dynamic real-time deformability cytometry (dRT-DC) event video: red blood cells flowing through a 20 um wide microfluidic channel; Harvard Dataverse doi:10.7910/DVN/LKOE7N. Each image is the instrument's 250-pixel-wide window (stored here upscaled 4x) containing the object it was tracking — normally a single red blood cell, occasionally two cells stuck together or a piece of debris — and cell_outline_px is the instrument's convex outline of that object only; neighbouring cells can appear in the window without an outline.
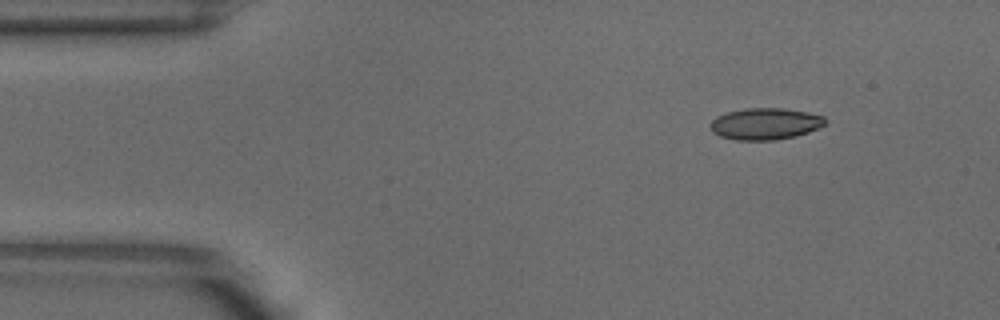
{"species": "common noctule bat (a hibernating species)", "species_latin": "Nyctalus noctula", "temperature_condition": "warm", "stored_images_in_passage": 4, "segment_of_instrument_passage": [2, 2], "camera_frame_rate_fps": 3000, "um_per_image_px": 0.085, "animal": {"sex": "male", "body_mass_g": 18.8}, "frame": {"image": 1, "passage_image": 4, "time_ms": 1.0, "image_size_px": [1000, 320], "cell_outline_px": [[828, 120], [820, 128], [796, 136], [776, 140], [736, 140], [720, 136], [712, 132], [712, 120], [716, 116], [728, 112], [744, 108], [784, 108], [808, 112], [824, 116]], "centroid_in_image_um": [65.09, 10.52], "position_along_channel_um": 19.9, "area_um2": 21.27}}